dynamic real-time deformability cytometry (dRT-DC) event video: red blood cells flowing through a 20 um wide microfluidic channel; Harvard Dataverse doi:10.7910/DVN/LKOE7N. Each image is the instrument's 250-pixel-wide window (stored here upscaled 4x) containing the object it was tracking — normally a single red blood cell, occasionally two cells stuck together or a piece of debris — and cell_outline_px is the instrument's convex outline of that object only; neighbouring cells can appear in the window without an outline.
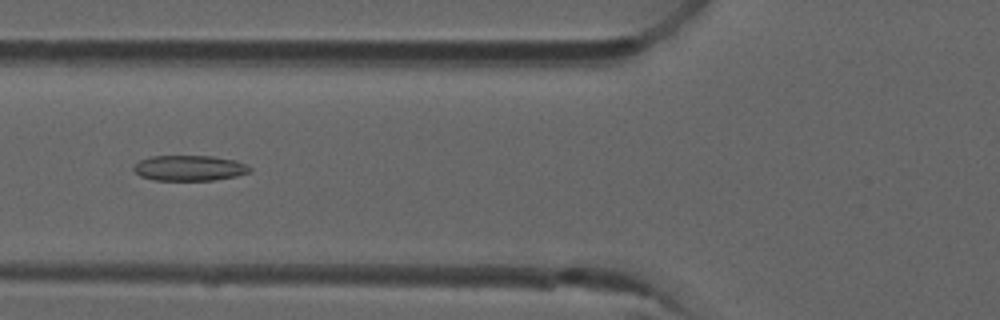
{"species": "common noctule bat (a hibernating species)", "species_latin": "Nyctalus noctula", "temperature_condition": "room temperature", "stored_images_in_passage": 8, "camera_frame_rate_fps": 3000, "um_per_image_px": 0.085, "animal": {"sex": "male", "forearm_length_mm": 52.5}, "frame": {"image": 1, "passage_image": 5, "time_ms": 1.333, "image_size_px": [1000, 320], "cell_outline_px": [[252, 172], [236, 176], [212, 180], [152, 180], [140, 176], [132, 168], [140, 160], [152, 156], [212, 156], [236, 160], [252, 168]], "centroid_in_image_um": [16.11, 14.28], "position_along_channel_um": 109.7, "area_um2": 17.22}}
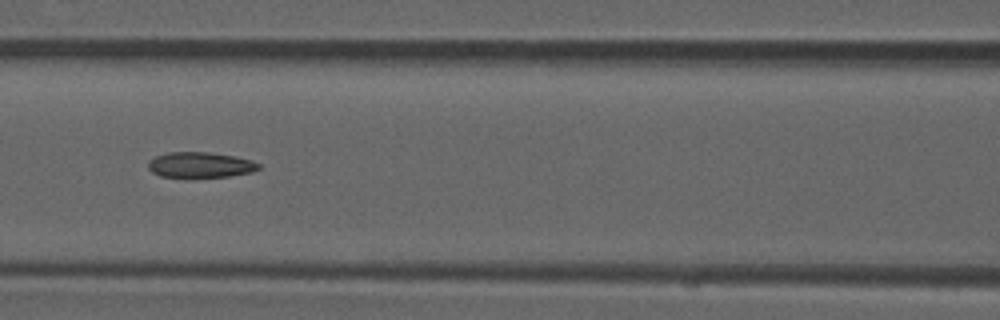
{"frame": {"image": 2, "passage_image": 6, "time_ms": 1.667, "image_size_px": [1000, 320], "cell_outline_px": [[260, 168], [252, 172], [228, 176], [160, 176], [152, 172], [148, 168], [148, 160], [156, 156], [168, 152], [208, 152], [232, 156], [252, 160], [260, 164]], "centroid_in_image_um": [17.01, 14.0], "position_along_channel_um": 149.6, "area_um2": 16.13}}
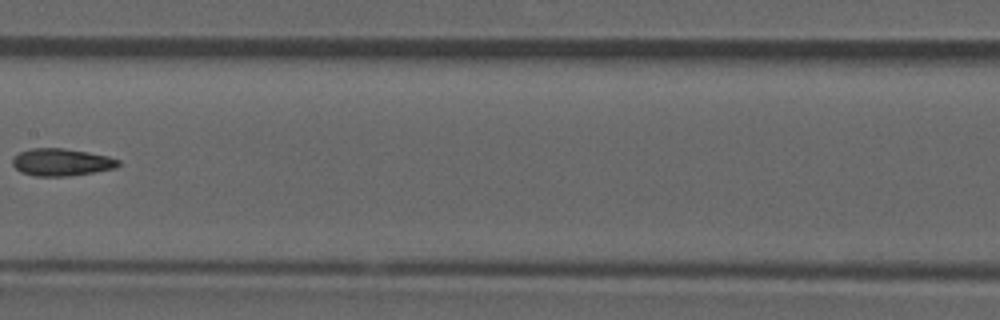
{"frame": {"image": 3, "passage_image": 7, "time_ms": 2.0, "image_size_px": [1000, 320], "cell_outline_px": [[120, 164], [116, 168], [68, 176], [36, 176], [20, 172], [12, 164], [12, 156], [20, 152], [32, 148], [64, 148], [88, 152], [108, 156], [120, 160]], "centroid_in_image_um": [5.21, 13.78], "position_along_channel_um": 202.2, "area_um2": 16.88}}